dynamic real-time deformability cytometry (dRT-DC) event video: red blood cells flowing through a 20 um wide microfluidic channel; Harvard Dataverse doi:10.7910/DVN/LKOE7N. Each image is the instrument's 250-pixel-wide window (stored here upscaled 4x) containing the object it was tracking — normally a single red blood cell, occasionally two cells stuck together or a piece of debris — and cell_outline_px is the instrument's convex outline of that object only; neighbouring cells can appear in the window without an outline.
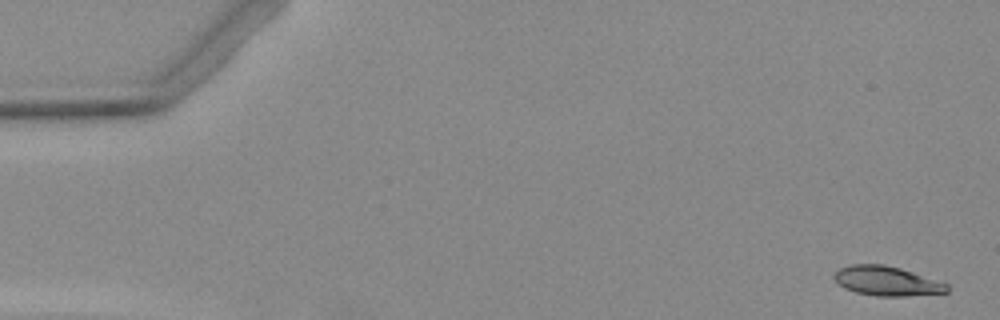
{"species": "Egyptian fruit bat (a non-hibernating species)", "species_latin": "Rousettus aegyptiacus", "temperature_condition": "warm", "stored_images_in_passage": 4, "camera_frame_rate_fps": 3000, "um_per_image_px": 0.085, "animal": {"sex": "female"}, "frame": {"image": 1, "passage_image": 1, "time_ms": 0.0, "image_size_px": [1000, 320], "cell_outline_px": [[948, 292], [908, 296], [876, 296], [856, 292], [844, 288], [832, 276], [840, 268], [852, 264], [884, 264], [900, 268], [948, 284]], "centroid_in_image_um": [75.37, 23.89], "position_along_channel_um": 9.6, "area_um2": 19.19}}